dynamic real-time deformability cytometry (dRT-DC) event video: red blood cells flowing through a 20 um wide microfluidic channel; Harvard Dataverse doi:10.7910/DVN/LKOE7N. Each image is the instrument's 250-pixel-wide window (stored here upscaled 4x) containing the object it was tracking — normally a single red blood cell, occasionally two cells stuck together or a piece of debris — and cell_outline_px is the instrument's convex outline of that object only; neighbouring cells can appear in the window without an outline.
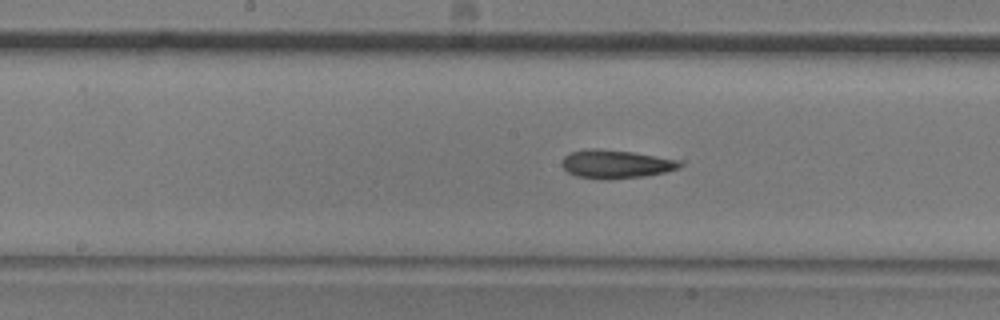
{"species": "common noctule bat (a hibernating species)", "species_latin": "Nyctalus noctula", "temperature_condition": "room temperature", "stored_images_in_passage": 33, "camera_frame_rate_fps": 3000, "um_per_image_px": 0.085, "animal": {"sex": "male", "body_mass_g": 20.5, "forearm_length_mm": 52.5}, "frame": {"image": 1, "passage_image": 10, "time_ms": 3.0, "image_size_px": [1000, 320], "cell_outline_px": [[684, 164], [680, 168], [664, 172], [644, 176], [608, 180], [604, 180], [576, 176], [568, 172], [560, 164], [564, 156], [572, 152], [584, 148], [596, 148], [632, 152], [684, 160]], "centroid_in_image_um": [52.37, 13.94], "position_along_channel_um": 195.8, "area_um2": 19.88}}
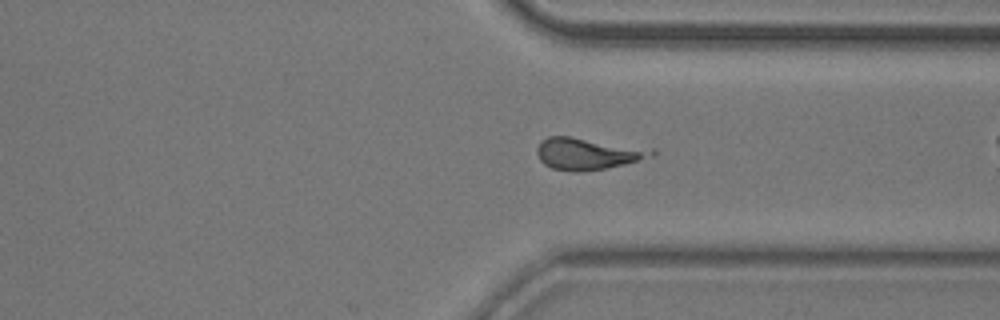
{"frame": {"image": 2, "passage_image": 24, "time_ms": 7.667, "image_size_px": [1000, 320], "cell_outline_px": [[656, 156], [624, 164], [604, 168], [576, 172], [572, 172], [552, 168], [544, 164], [540, 160], [536, 152], [536, 148], [540, 140], [548, 136], [568, 136], [656, 148]], "centroid_in_image_um": [49.99, 13.04], "position_along_channel_um": 361.4, "area_um2": 21.62}}